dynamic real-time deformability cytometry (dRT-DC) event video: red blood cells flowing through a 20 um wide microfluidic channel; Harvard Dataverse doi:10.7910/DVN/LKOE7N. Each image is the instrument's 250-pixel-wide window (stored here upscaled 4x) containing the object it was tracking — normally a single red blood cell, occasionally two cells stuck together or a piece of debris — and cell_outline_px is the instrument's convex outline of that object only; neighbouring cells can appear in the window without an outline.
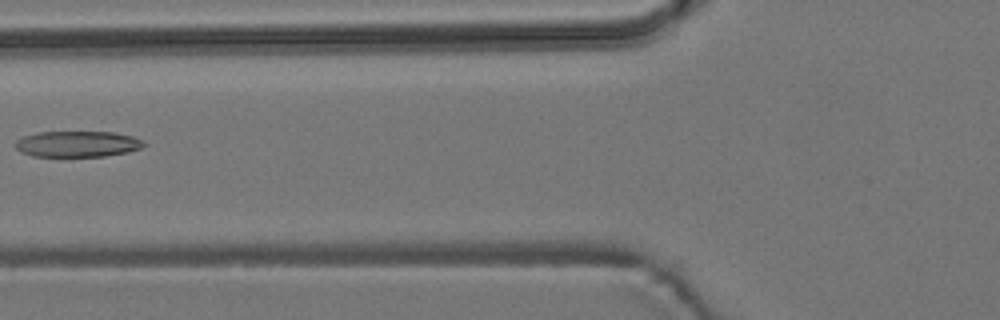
{"species": "common noctule bat (a hibernating species)", "species_latin": "Nyctalus noctula", "temperature_condition": "room temperature", "stored_images_in_passage": 6, "camera_frame_rate_fps": 3000, "um_per_image_px": 0.085, "animal": {"sex": "male", "body_mass_g": 19.2, "forearm_length_mm": 51.8}, "frame": {"image": 1, "passage_image": 6, "time_ms": 6.667, "image_size_px": [1000, 320], "cell_outline_px": [[148, 144], [140, 148], [128, 152], [104, 156], [32, 156], [20, 152], [16, 148], [16, 140], [24, 136], [40, 132], [112, 132], [132, 136], [144, 140]], "centroid_in_image_um": [6.61, 12.24], "position_along_channel_um": 119.2, "area_um2": 19.42}}